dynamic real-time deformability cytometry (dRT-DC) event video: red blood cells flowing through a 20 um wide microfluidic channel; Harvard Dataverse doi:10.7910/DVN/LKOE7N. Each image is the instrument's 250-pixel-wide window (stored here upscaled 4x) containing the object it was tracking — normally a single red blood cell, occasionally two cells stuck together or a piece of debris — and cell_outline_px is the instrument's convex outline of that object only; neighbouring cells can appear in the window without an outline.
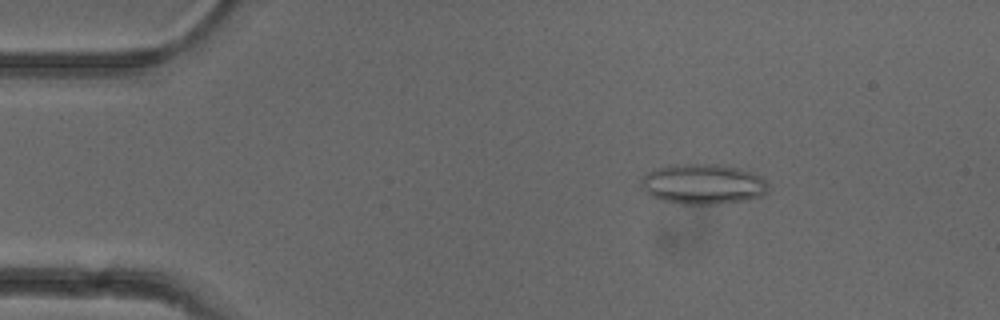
{"species": "common noctule bat (a hibernating species)", "species_latin": "Nyctalus noctula", "temperature_condition": "cold", "stored_images_in_passage": 52, "camera_frame_rate_fps": 3000, "um_per_image_px": 0.085, "animal": {"sex": "female"}, "frame": {"image": 1, "passage_image": 8, "time_ms": 2.333, "image_size_px": [1000, 320], "cell_outline_px": [[768, 188], [760, 196], [744, 200], [716, 204], [680, 204], [664, 200], [652, 196], [640, 184], [640, 176], [656, 168], [668, 164], [720, 164], [752, 172], [764, 176], [768, 184]], "centroid_in_image_um": [59.74, 15.63], "position_along_channel_um": 25.3, "area_um2": 29.88}}
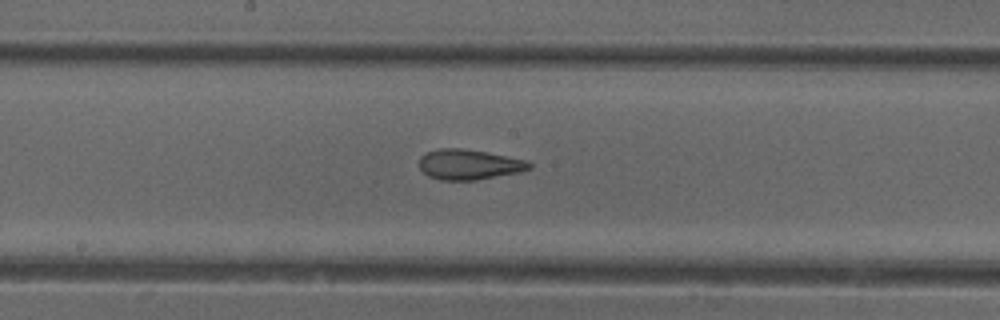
{"frame": {"image": 2, "passage_image": 27, "time_ms": 8.667, "image_size_px": [1000, 320], "cell_outline_px": [[532, 168], [520, 172], [476, 180], [440, 180], [428, 176], [420, 168], [420, 156], [428, 152], [440, 148], [460, 148], [484, 152], [528, 160], [532, 164]], "centroid_in_image_um": [39.88, 13.99], "position_along_channel_um": 208.3, "area_um2": 19.31}}
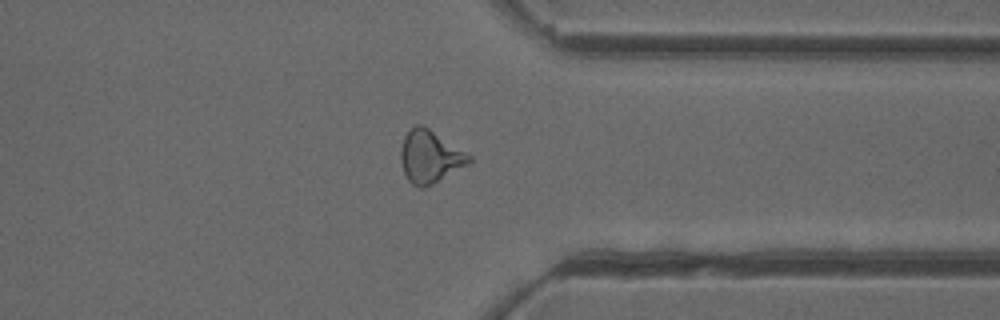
{"frame": {"image": 3, "passage_image": 40, "time_ms": 13.0, "image_size_px": [1000, 320], "cell_outline_px": [[472, 160], [468, 164], [432, 184], [424, 188], [420, 188], [412, 184], [408, 180], [404, 172], [400, 160], [400, 148], [404, 136], [416, 124], [424, 124], [472, 156]], "centroid_in_image_um": [36.53, 13.3], "position_along_channel_um": 374.9, "area_um2": 20.92}, "authors_computed_cell_mechanics": {"area_um2": 20.7791, "velocity_mm_per_s": 3.9452, "shape_relaxation_time_tau1_ms": null, "shape_relaxation_time_tau2_ms": 2.408, "deformation_change_tau1": null, "deformation_change_tau2": 0.1159}}